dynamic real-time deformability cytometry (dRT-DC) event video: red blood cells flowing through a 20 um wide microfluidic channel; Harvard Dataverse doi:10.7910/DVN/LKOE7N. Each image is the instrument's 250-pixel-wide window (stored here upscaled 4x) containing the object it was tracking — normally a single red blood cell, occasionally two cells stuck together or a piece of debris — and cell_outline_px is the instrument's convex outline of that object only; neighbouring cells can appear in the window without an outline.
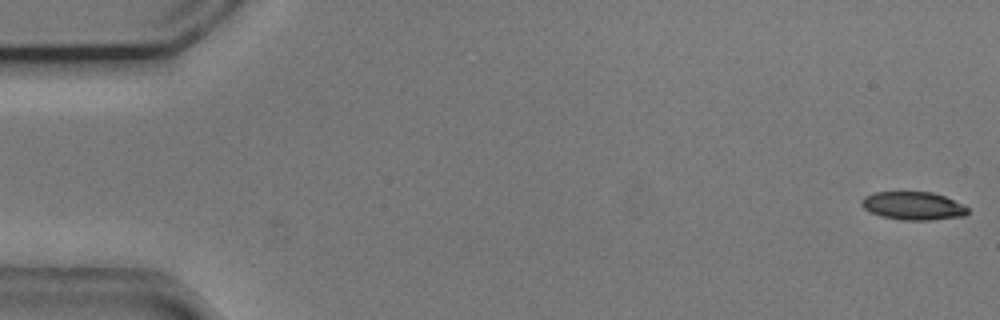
{"species": "common noctule bat (a hibernating species)", "species_latin": "Nyctalus noctula", "temperature_condition": "cold", "stored_images_in_passage": 3, "camera_frame_rate_fps": 3000, "um_per_image_px": 0.085, "animal": {"sex": "male", "body_mass_g": 20.5, "forearm_length_mm": 52.5}, "frame": {"image": 1, "passage_image": 1, "time_ms": 0.0, "image_size_px": [1000, 320], "cell_outline_px": [[968, 212], [964, 216], [932, 220], [900, 220], [880, 216], [868, 212], [860, 204], [860, 200], [864, 196], [876, 192], [932, 192], [944, 196], [964, 204], [968, 208]], "centroid_in_image_um": [77.59, 17.5], "position_along_channel_um": 7.4, "area_um2": 17.63}}